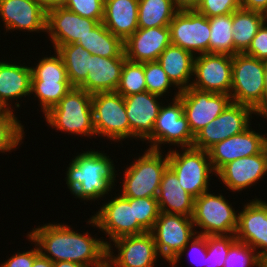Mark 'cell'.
<instances>
[{"label":"cell","instance_id":"1","mask_svg":"<svg viewBox=\"0 0 267 267\" xmlns=\"http://www.w3.org/2000/svg\"><path fill=\"white\" fill-rule=\"evenodd\" d=\"M27 233L40 253L52 262L71 261L86 267H103L107 263L108 241L93 237L88 231H74L66 223H47Z\"/></svg>","mask_w":267,"mask_h":267},{"label":"cell","instance_id":"2","mask_svg":"<svg viewBox=\"0 0 267 267\" xmlns=\"http://www.w3.org/2000/svg\"><path fill=\"white\" fill-rule=\"evenodd\" d=\"M109 157L104 151L90 148L71 159L66 168L65 181L75 198L87 202L102 200L104 197L107 199L106 195L108 197L115 189L118 175L114 161Z\"/></svg>","mask_w":267,"mask_h":267},{"label":"cell","instance_id":"3","mask_svg":"<svg viewBox=\"0 0 267 267\" xmlns=\"http://www.w3.org/2000/svg\"><path fill=\"white\" fill-rule=\"evenodd\" d=\"M44 119L47 126L54 130L72 136L75 134L78 137L96 138L92 95L83 89L73 87L56 106L44 114Z\"/></svg>","mask_w":267,"mask_h":267},{"label":"cell","instance_id":"4","mask_svg":"<svg viewBox=\"0 0 267 267\" xmlns=\"http://www.w3.org/2000/svg\"><path fill=\"white\" fill-rule=\"evenodd\" d=\"M264 71L262 60L245 53L233 56L231 100L251 107L259 116H266Z\"/></svg>","mask_w":267,"mask_h":267},{"label":"cell","instance_id":"5","mask_svg":"<svg viewBox=\"0 0 267 267\" xmlns=\"http://www.w3.org/2000/svg\"><path fill=\"white\" fill-rule=\"evenodd\" d=\"M145 149L123 171L120 193L125 198L157 197L163 173L168 167L167 153ZM165 156V157H164Z\"/></svg>","mask_w":267,"mask_h":267},{"label":"cell","instance_id":"6","mask_svg":"<svg viewBox=\"0 0 267 267\" xmlns=\"http://www.w3.org/2000/svg\"><path fill=\"white\" fill-rule=\"evenodd\" d=\"M167 152L168 166L177 175L182 188L194 198L209 191L211 176L216 175L208 152L193 147ZM212 174V175H211Z\"/></svg>","mask_w":267,"mask_h":267},{"label":"cell","instance_id":"7","mask_svg":"<svg viewBox=\"0 0 267 267\" xmlns=\"http://www.w3.org/2000/svg\"><path fill=\"white\" fill-rule=\"evenodd\" d=\"M206 191L194 198L192 216L197 235H235L238 211L221 194ZM197 228L202 229L197 231Z\"/></svg>","mask_w":267,"mask_h":267},{"label":"cell","instance_id":"8","mask_svg":"<svg viewBox=\"0 0 267 267\" xmlns=\"http://www.w3.org/2000/svg\"><path fill=\"white\" fill-rule=\"evenodd\" d=\"M172 102L163 105L160 108L156 118L152 135L145 141L148 149L163 151L161 146H177L178 148H189L193 146L195 136L192 134L181 99L178 97L180 91L174 92ZM163 144V145H162Z\"/></svg>","mask_w":267,"mask_h":267},{"label":"cell","instance_id":"9","mask_svg":"<svg viewBox=\"0 0 267 267\" xmlns=\"http://www.w3.org/2000/svg\"><path fill=\"white\" fill-rule=\"evenodd\" d=\"M108 200L87 221L88 225L99 228L106 234L109 238L107 246L120 237L146 233L134 219V198H125L120 193H115V197L112 198L111 194V199Z\"/></svg>","mask_w":267,"mask_h":267},{"label":"cell","instance_id":"10","mask_svg":"<svg viewBox=\"0 0 267 267\" xmlns=\"http://www.w3.org/2000/svg\"><path fill=\"white\" fill-rule=\"evenodd\" d=\"M92 110L96 137H104L114 143L130 139L125 100L121 94L116 91L93 94Z\"/></svg>","mask_w":267,"mask_h":267},{"label":"cell","instance_id":"11","mask_svg":"<svg viewBox=\"0 0 267 267\" xmlns=\"http://www.w3.org/2000/svg\"><path fill=\"white\" fill-rule=\"evenodd\" d=\"M253 114L258 115L251 107L231 102L217 118L195 135L192 147L207 151L214 144L242 133L251 125Z\"/></svg>","mask_w":267,"mask_h":267},{"label":"cell","instance_id":"12","mask_svg":"<svg viewBox=\"0 0 267 267\" xmlns=\"http://www.w3.org/2000/svg\"><path fill=\"white\" fill-rule=\"evenodd\" d=\"M192 217L160 212L151 233L156 250L168 264L196 235Z\"/></svg>","mask_w":267,"mask_h":267},{"label":"cell","instance_id":"13","mask_svg":"<svg viewBox=\"0 0 267 267\" xmlns=\"http://www.w3.org/2000/svg\"><path fill=\"white\" fill-rule=\"evenodd\" d=\"M171 44L194 56L210 53L209 19L196 10L178 11L169 24Z\"/></svg>","mask_w":267,"mask_h":267},{"label":"cell","instance_id":"14","mask_svg":"<svg viewBox=\"0 0 267 267\" xmlns=\"http://www.w3.org/2000/svg\"><path fill=\"white\" fill-rule=\"evenodd\" d=\"M233 56L205 53L194 58L191 87L215 94L230 95Z\"/></svg>","mask_w":267,"mask_h":267},{"label":"cell","instance_id":"15","mask_svg":"<svg viewBox=\"0 0 267 267\" xmlns=\"http://www.w3.org/2000/svg\"><path fill=\"white\" fill-rule=\"evenodd\" d=\"M112 243L107 246V264L110 267H155L160 257L151 232L120 237ZM115 248L117 255L113 252Z\"/></svg>","mask_w":267,"mask_h":267},{"label":"cell","instance_id":"16","mask_svg":"<svg viewBox=\"0 0 267 267\" xmlns=\"http://www.w3.org/2000/svg\"><path fill=\"white\" fill-rule=\"evenodd\" d=\"M184 115L195 136L208 123L217 118L232 102L227 94H215L189 87L180 91Z\"/></svg>","mask_w":267,"mask_h":267},{"label":"cell","instance_id":"17","mask_svg":"<svg viewBox=\"0 0 267 267\" xmlns=\"http://www.w3.org/2000/svg\"><path fill=\"white\" fill-rule=\"evenodd\" d=\"M99 22L66 9L56 7L47 11L46 32L54 50L62 45L77 43L90 33Z\"/></svg>","mask_w":267,"mask_h":267},{"label":"cell","instance_id":"18","mask_svg":"<svg viewBox=\"0 0 267 267\" xmlns=\"http://www.w3.org/2000/svg\"><path fill=\"white\" fill-rule=\"evenodd\" d=\"M266 133L261 134L249 126L242 133L214 144L207 152L211 165L217 173L224 165L238 158L259 154L264 150Z\"/></svg>","mask_w":267,"mask_h":267},{"label":"cell","instance_id":"19","mask_svg":"<svg viewBox=\"0 0 267 267\" xmlns=\"http://www.w3.org/2000/svg\"><path fill=\"white\" fill-rule=\"evenodd\" d=\"M236 240L248 244L259 255L267 252V202L255 198L238 209ZM262 249V250H258Z\"/></svg>","mask_w":267,"mask_h":267},{"label":"cell","instance_id":"20","mask_svg":"<svg viewBox=\"0 0 267 267\" xmlns=\"http://www.w3.org/2000/svg\"><path fill=\"white\" fill-rule=\"evenodd\" d=\"M163 98L148 91L124 97L130 125V140L144 142L152 135L156 118L163 105L160 100Z\"/></svg>","mask_w":267,"mask_h":267},{"label":"cell","instance_id":"21","mask_svg":"<svg viewBox=\"0 0 267 267\" xmlns=\"http://www.w3.org/2000/svg\"><path fill=\"white\" fill-rule=\"evenodd\" d=\"M0 18L9 31L46 32L47 11L33 0H0Z\"/></svg>","mask_w":267,"mask_h":267},{"label":"cell","instance_id":"22","mask_svg":"<svg viewBox=\"0 0 267 267\" xmlns=\"http://www.w3.org/2000/svg\"><path fill=\"white\" fill-rule=\"evenodd\" d=\"M223 182L226 190L240 192L254 187L257 181L267 176V155L265 150L259 154L238 158L224 165L215 175Z\"/></svg>","mask_w":267,"mask_h":267},{"label":"cell","instance_id":"23","mask_svg":"<svg viewBox=\"0 0 267 267\" xmlns=\"http://www.w3.org/2000/svg\"><path fill=\"white\" fill-rule=\"evenodd\" d=\"M171 44L170 28H138L124 41L127 60L137 63L157 61L160 54Z\"/></svg>","mask_w":267,"mask_h":267},{"label":"cell","instance_id":"24","mask_svg":"<svg viewBox=\"0 0 267 267\" xmlns=\"http://www.w3.org/2000/svg\"><path fill=\"white\" fill-rule=\"evenodd\" d=\"M29 66V67H28ZM0 61V109L13 110L21 104L18 99L31 97V68L30 65ZM11 103V104H10ZM12 106V107H11Z\"/></svg>","mask_w":267,"mask_h":267},{"label":"cell","instance_id":"25","mask_svg":"<svg viewBox=\"0 0 267 267\" xmlns=\"http://www.w3.org/2000/svg\"><path fill=\"white\" fill-rule=\"evenodd\" d=\"M126 58H106L91 54L90 70L78 87L93 95L116 91Z\"/></svg>","mask_w":267,"mask_h":267},{"label":"cell","instance_id":"26","mask_svg":"<svg viewBox=\"0 0 267 267\" xmlns=\"http://www.w3.org/2000/svg\"><path fill=\"white\" fill-rule=\"evenodd\" d=\"M157 201L160 212L193 216L194 197L182 188L177 175L169 166L163 173Z\"/></svg>","mask_w":267,"mask_h":267},{"label":"cell","instance_id":"27","mask_svg":"<svg viewBox=\"0 0 267 267\" xmlns=\"http://www.w3.org/2000/svg\"><path fill=\"white\" fill-rule=\"evenodd\" d=\"M102 23L125 41L138 29V0H105Z\"/></svg>","mask_w":267,"mask_h":267},{"label":"cell","instance_id":"28","mask_svg":"<svg viewBox=\"0 0 267 267\" xmlns=\"http://www.w3.org/2000/svg\"><path fill=\"white\" fill-rule=\"evenodd\" d=\"M194 58L191 52L173 44H170L158 57L157 62L177 88L174 90L182 91L191 86Z\"/></svg>","mask_w":267,"mask_h":267},{"label":"cell","instance_id":"29","mask_svg":"<svg viewBox=\"0 0 267 267\" xmlns=\"http://www.w3.org/2000/svg\"><path fill=\"white\" fill-rule=\"evenodd\" d=\"M266 20L265 14L242 8L232 13L233 56L248 50L258 29Z\"/></svg>","mask_w":267,"mask_h":267},{"label":"cell","instance_id":"30","mask_svg":"<svg viewBox=\"0 0 267 267\" xmlns=\"http://www.w3.org/2000/svg\"><path fill=\"white\" fill-rule=\"evenodd\" d=\"M77 43L93 55L106 58H126L124 41L109 31L102 22Z\"/></svg>","mask_w":267,"mask_h":267},{"label":"cell","instance_id":"31","mask_svg":"<svg viewBox=\"0 0 267 267\" xmlns=\"http://www.w3.org/2000/svg\"><path fill=\"white\" fill-rule=\"evenodd\" d=\"M62 57L67 78L73 87H79L90 70L91 53L80 44L62 45L56 50Z\"/></svg>","mask_w":267,"mask_h":267},{"label":"cell","instance_id":"32","mask_svg":"<svg viewBox=\"0 0 267 267\" xmlns=\"http://www.w3.org/2000/svg\"><path fill=\"white\" fill-rule=\"evenodd\" d=\"M177 12L172 0H138V28L167 27Z\"/></svg>","mask_w":267,"mask_h":267},{"label":"cell","instance_id":"33","mask_svg":"<svg viewBox=\"0 0 267 267\" xmlns=\"http://www.w3.org/2000/svg\"><path fill=\"white\" fill-rule=\"evenodd\" d=\"M208 19L211 29L210 53L233 56L232 14L214 16Z\"/></svg>","mask_w":267,"mask_h":267},{"label":"cell","instance_id":"34","mask_svg":"<svg viewBox=\"0 0 267 267\" xmlns=\"http://www.w3.org/2000/svg\"><path fill=\"white\" fill-rule=\"evenodd\" d=\"M14 111L0 109V153L17 149L24 140V125Z\"/></svg>","mask_w":267,"mask_h":267},{"label":"cell","instance_id":"35","mask_svg":"<svg viewBox=\"0 0 267 267\" xmlns=\"http://www.w3.org/2000/svg\"><path fill=\"white\" fill-rule=\"evenodd\" d=\"M73 88L69 81H31V94L37 97L43 115Z\"/></svg>","mask_w":267,"mask_h":267},{"label":"cell","instance_id":"36","mask_svg":"<svg viewBox=\"0 0 267 267\" xmlns=\"http://www.w3.org/2000/svg\"><path fill=\"white\" fill-rule=\"evenodd\" d=\"M51 56L40 58L31 68V81H69L61 55L54 50Z\"/></svg>","mask_w":267,"mask_h":267},{"label":"cell","instance_id":"37","mask_svg":"<svg viewBox=\"0 0 267 267\" xmlns=\"http://www.w3.org/2000/svg\"><path fill=\"white\" fill-rule=\"evenodd\" d=\"M147 91L144 75V63L124 62L116 92L123 97Z\"/></svg>","mask_w":267,"mask_h":267},{"label":"cell","instance_id":"38","mask_svg":"<svg viewBox=\"0 0 267 267\" xmlns=\"http://www.w3.org/2000/svg\"><path fill=\"white\" fill-rule=\"evenodd\" d=\"M144 75L146 89L152 94L163 97L170 93L172 86L175 87L157 61L144 63Z\"/></svg>","mask_w":267,"mask_h":267},{"label":"cell","instance_id":"39","mask_svg":"<svg viewBox=\"0 0 267 267\" xmlns=\"http://www.w3.org/2000/svg\"><path fill=\"white\" fill-rule=\"evenodd\" d=\"M235 240V235H208L205 267H224L230 245Z\"/></svg>","mask_w":267,"mask_h":267},{"label":"cell","instance_id":"40","mask_svg":"<svg viewBox=\"0 0 267 267\" xmlns=\"http://www.w3.org/2000/svg\"><path fill=\"white\" fill-rule=\"evenodd\" d=\"M260 267V255L248 244L235 240L226 256L224 267Z\"/></svg>","mask_w":267,"mask_h":267},{"label":"cell","instance_id":"41","mask_svg":"<svg viewBox=\"0 0 267 267\" xmlns=\"http://www.w3.org/2000/svg\"><path fill=\"white\" fill-rule=\"evenodd\" d=\"M159 214L157 197L134 198V219L146 232L152 231Z\"/></svg>","mask_w":267,"mask_h":267},{"label":"cell","instance_id":"42","mask_svg":"<svg viewBox=\"0 0 267 267\" xmlns=\"http://www.w3.org/2000/svg\"><path fill=\"white\" fill-rule=\"evenodd\" d=\"M189 253H188V252ZM190 256L192 264L199 267L206 266L207 236L195 235L191 241L180 251V253L169 263L171 267H176L184 253Z\"/></svg>","mask_w":267,"mask_h":267},{"label":"cell","instance_id":"43","mask_svg":"<svg viewBox=\"0 0 267 267\" xmlns=\"http://www.w3.org/2000/svg\"><path fill=\"white\" fill-rule=\"evenodd\" d=\"M105 0H67L65 8L81 17L102 22Z\"/></svg>","mask_w":267,"mask_h":267},{"label":"cell","instance_id":"44","mask_svg":"<svg viewBox=\"0 0 267 267\" xmlns=\"http://www.w3.org/2000/svg\"><path fill=\"white\" fill-rule=\"evenodd\" d=\"M240 0H201L196 11L207 18L232 14L240 9Z\"/></svg>","mask_w":267,"mask_h":267},{"label":"cell","instance_id":"45","mask_svg":"<svg viewBox=\"0 0 267 267\" xmlns=\"http://www.w3.org/2000/svg\"><path fill=\"white\" fill-rule=\"evenodd\" d=\"M26 237L35 247L22 253L17 252L13 254L6 261L1 262L0 267H32L34 259L40 254V250L38 245L28 235Z\"/></svg>","mask_w":267,"mask_h":267},{"label":"cell","instance_id":"46","mask_svg":"<svg viewBox=\"0 0 267 267\" xmlns=\"http://www.w3.org/2000/svg\"><path fill=\"white\" fill-rule=\"evenodd\" d=\"M245 54L262 61L267 60V20L258 29Z\"/></svg>","mask_w":267,"mask_h":267},{"label":"cell","instance_id":"47","mask_svg":"<svg viewBox=\"0 0 267 267\" xmlns=\"http://www.w3.org/2000/svg\"><path fill=\"white\" fill-rule=\"evenodd\" d=\"M242 9L256 11L267 16V0H240Z\"/></svg>","mask_w":267,"mask_h":267},{"label":"cell","instance_id":"48","mask_svg":"<svg viewBox=\"0 0 267 267\" xmlns=\"http://www.w3.org/2000/svg\"><path fill=\"white\" fill-rule=\"evenodd\" d=\"M178 11L196 10L201 0H172Z\"/></svg>","mask_w":267,"mask_h":267},{"label":"cell","instance_id":"49","mask_svg":"<svg viewBox=\"0 0 267 267\" xmlns=\"http://www.w3.org/2000/svg\"><path fill=\"white\" fill-rule=\"evenodd\" d=\"M42 6L46 11L56 7H64L67 0H33Z\"/></svg>","mask_w":267,"mask_h":267},{"label":"cell","instance_id":"50","mask_svg":"<svg viewBox=\"0 0 267 267\" xmlns=\"http://www.w3.org/2000/svg\"><path fill=\"white\" fill-rule=\"evenodd\" d=\"M32 267H53V262L41 253L34 259Z\"/></svg>","mask_w":267,"mask_h":267},{"label":"cell","instance_id":"51","mask_svg":"<svg viewBox=\"0 0 267 267\" xmlns=\"http://www.w3.org/2000/svg\"><path fill=\"white\" fill-rule=\"evenodd\" d=\"M53 267H86V266L71 261H57L53 262Z\"/></svg>","mask_w":267,"mask_h":267},{"label":"cell","instance_id":"52","mask_svg":"<svg viewBox=\"0 0 267 267\" xmlns=\"http://www.w3.org/2000/svg\"><path fill=\"white\" fill-rule=\"evenodd\" d=\"M264 86H265V94H266V116H267V60L264 61Z\"/></svg>","mask_w":267,"mask_h":267},{"label":"cell","instance_id":"53","mask_svg":"<svg viewBox=\"0 0 267 267\" xmlns=\"http://www.w3.org/2000/svg\"><path fill=\"white\" fill-rule=\"evenodd\" d=\"M260 267H267V252L260 255Z\"/></svg>","mask_w":267,"mask_h":267},{"label":"cell","instance_id":"54","mask_svg":"<svg viewBox=\"0 0 267 267\" xmlns=\"http://www.w3.org/2000/svg\"><path fill=\"white\" fill-rule=\"evenodd\" d=\"M260 117H263V118H266V119H267V116H260ZM264 150H265V153H266V155H267V135H266V139H265Z\"/></svg>","mask_w":267,"mask_h":267},{"label":"cell","instance_id":"55","mask_svg":"<svg viewBox=\"0 0 267 267\" xmlns=\"http://www.w3.org/2000/svg\"><path fill=\"white\" fill-rule=\"evenodd\" d=\"M103 267H110L107 263Z\"/></svg>","mask_w":267,"mask_h":267}]
</instances>
